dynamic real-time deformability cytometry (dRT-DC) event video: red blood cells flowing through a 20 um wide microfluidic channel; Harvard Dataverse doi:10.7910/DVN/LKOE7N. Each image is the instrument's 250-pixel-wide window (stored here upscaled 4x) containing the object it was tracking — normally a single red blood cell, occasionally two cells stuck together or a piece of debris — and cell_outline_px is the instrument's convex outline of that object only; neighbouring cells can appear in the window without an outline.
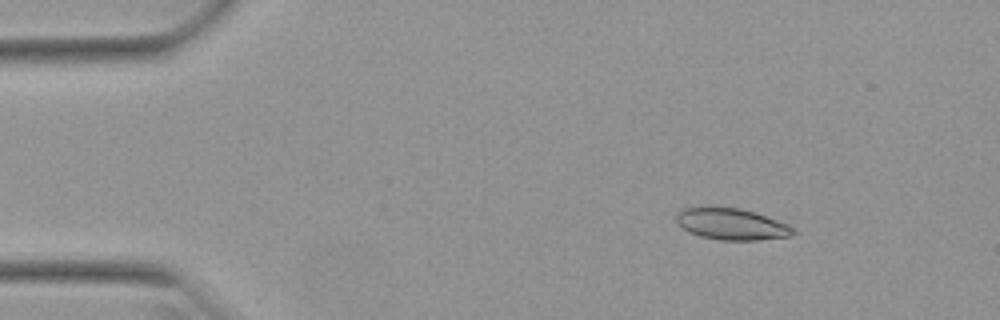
{"species": "Egyptian fruit bat (a non-hibernating species)", "species_latin": "Rousettus aegyptiacus", "temperature_condition": "warm", "stored_images_in_passage": 26, "camera_frame_rate_fps": 3000, "um_per_image_px": 0.085, "animal": {"sex": "female"}, "frame": {"image": 1, "passage_image": 7, "time_ms": 2.0, "image_size_px": [1000, 320], "cell_outline_px": [[796, 232], [792, 236], [756, 240], [720, 240], [700, 236], [688, 232], [676, 220], [676, 216], [680, 208], [740, 208], [788, 224], [796, 228]], "centroid_in_image_um": [62.21, 19.07], "position_along_channel_um": 22.8, "area_um2": 21.1}}
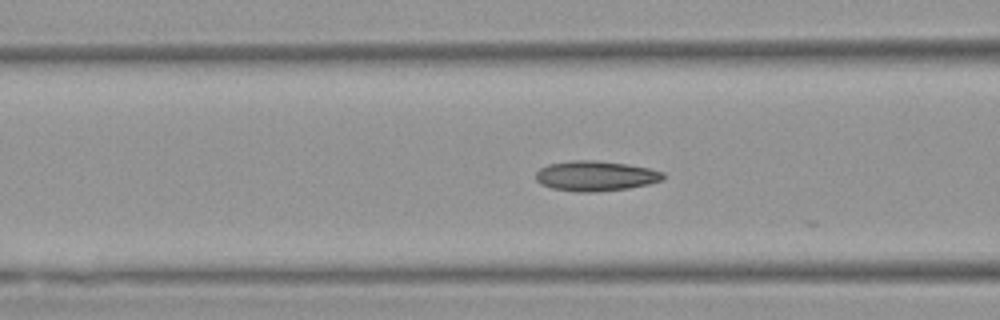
{"frame": {"image": 2, "passage_image": 20, "time_ms": 6.333, "image_size_px": [1000, 320], "cell_outline_px": [[664, 180], [648, 184], [628, 188], [596, 192], [576, 192], [552, 188], [540, 184], [536, 180], [536, 172], [540, 168], [548, 164], [572, 160], [596, 160], [628, 164], [648, 168], [664, 172]], "centroid_in_image_um": [50.62, 14.95], "position_along_channel_um": 116.0, "area_um2": 22.48}}
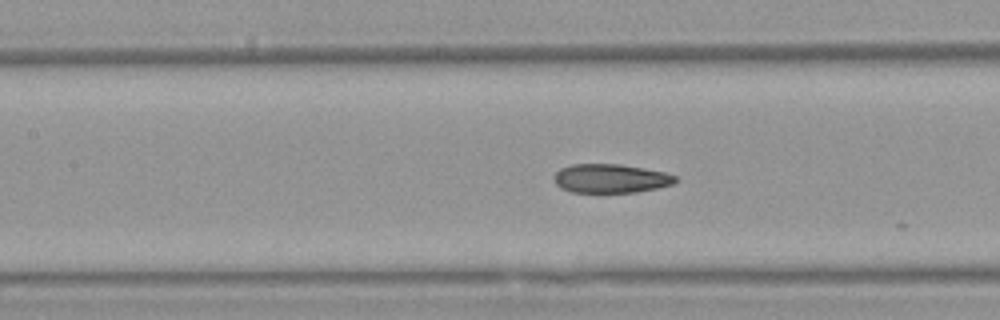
{"frame": {"image": 3, "passage_image": 23, "time_ms": 7.333, "image_size_px": [1000, 320], "cell_outline_px": [[676, 180], [672, 184], [656, 188], [636, 192], [572, 192], [560, 188], [556, 184], [552, 176], [560, 168], [572, 164], [620, 164], [644, 168], [664, 172], [676, 176]], "centroid_in_image_um": [51.86, 15.16], "position_along_channel_um": 155.5, "area_um2": 20.4}}